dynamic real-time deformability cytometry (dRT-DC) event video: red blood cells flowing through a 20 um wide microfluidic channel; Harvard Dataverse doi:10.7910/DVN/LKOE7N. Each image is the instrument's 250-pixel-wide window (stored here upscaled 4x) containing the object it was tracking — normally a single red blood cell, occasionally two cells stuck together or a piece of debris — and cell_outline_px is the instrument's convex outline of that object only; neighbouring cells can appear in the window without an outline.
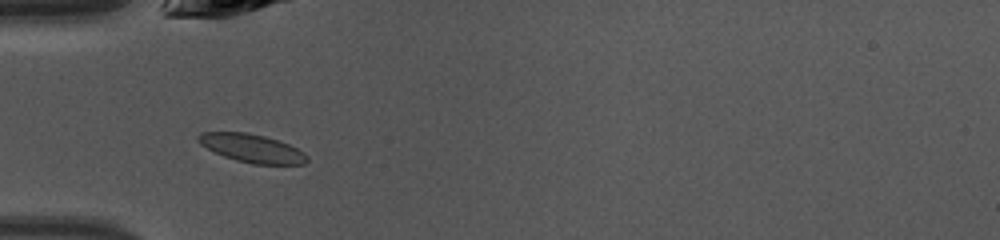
{"species": "common noctule bat (a hibernating species)", "species_latin": "Nyctalus noctula", "temperature_condition": "warm", "stored_images_in_passage": 36, "camera_frame_rate_fps": 3000, "um_per_image_px": 0.085, "animal": {"sex": "female", "body_mass_g": 10.0, "forearm_length_mm": 53.1}, "frame": {"image": 1, "passage_image": 4, "time_ms": 1.0, "image_size_px": [1000, 240], "cell_outline_px": [[308, 160], [304, 164], [252, 164], [236, 160], [224, 156], [200, 144], [196, 140], [196, 136], [200, 132], [248, 132], [280, 140], [304, 152], [308, 156]], "centroid_in_image_um": [21.41, 12.59], "position_along_channel_um": 63.6, "area_um2": 17.98}}
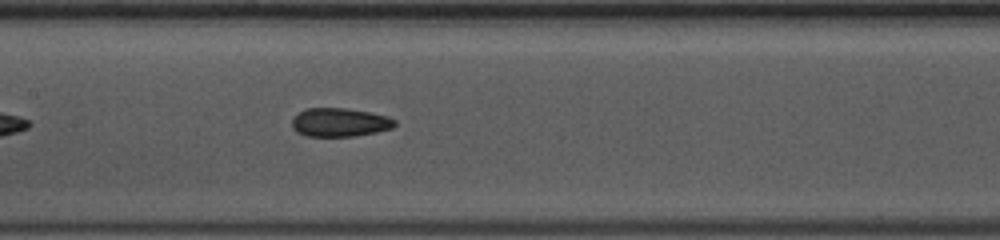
{"frame": {"image": 2, "passage_image": 12, "time_ms": 3.667, "image_size_px": [1000, 240], "cell_outline_px": [[396, 124], [392, 128], [376, 132], [352, 136], [304, 136], [296, 132], [292, 128], [292, 120], [300, 112], [308, 108], [344, 108], [368, 112], [388, 116], [396, 120]], "centroid_in_image_um": [28.87, 10.41], "position_along_channel_um": 178.5, "area_um2": 17.05}}
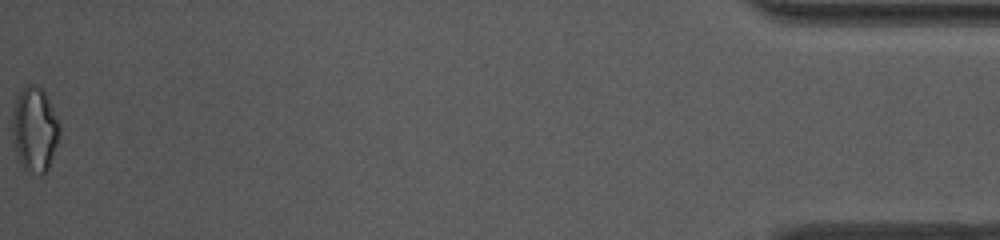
{"frame": {"image": 3, "passage_image": 36, "time_ms": 11.667, "image_size_px": [1000, 240], "cell_outline_px": [[60, 136], [48, 172], [44, 176], [40, 176], [24, 168], [20, 164], [16, 156], [12, 136], [12, 108], [20, 92], [28, 84], [32, 84], [44, 88], [60, 124]], "centroid_in_image_um": [2.96, 11.03], "position_along_channel_um": 432.2, "area_um2": 23.99}, "authors_computed_cell_mechanics": {"area_um2": 17.5423, "velocity_mm_per_s": 4.3243, "shape_relaxation_time_tau1_ms": null, "shape_relaxation_time_tau2_ms": 1.7565, "deformation_change_tau1": null, "deformation_change_tau2": 0.0844}}